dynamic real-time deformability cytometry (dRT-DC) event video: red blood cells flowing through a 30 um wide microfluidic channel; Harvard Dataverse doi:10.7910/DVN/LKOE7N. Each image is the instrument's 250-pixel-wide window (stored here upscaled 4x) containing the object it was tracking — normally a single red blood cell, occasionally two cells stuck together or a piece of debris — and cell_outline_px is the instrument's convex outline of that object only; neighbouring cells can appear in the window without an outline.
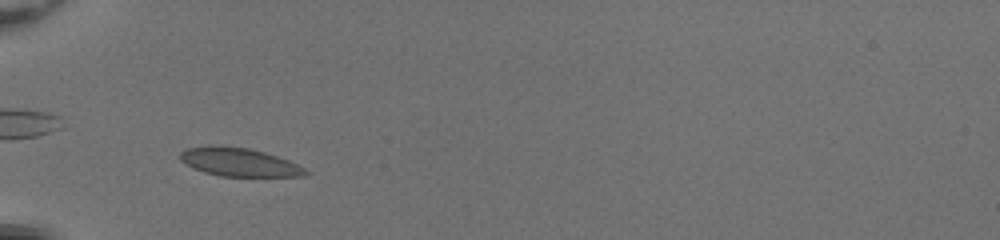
{"species": "common noctule bat (a hibernating species)", "species_latin": "Nyctalus noctula", "temperature_condition": "room temperature", "stored_images_in_passage": 39, "camera_frame_rate_fps": 3000, "um_per_image_px": 0.085, "animal": {"sex": "female", "body_mass_g": 20.0, "forearm_length_mm": 54.0}, "frame": {"image": 1, "passage_image": 6, "time_ms": 1.667, "image_size_px": [1000, 240], "cell_outline_px": [[312, 172], [304, 176], [220, 176], [204, 172], [192, 168], [180, 160], [180, 152], [188, 148], [208, 144], [212, 144], [248, 148], [264, 152], [288, 160]], "centroid_in_image_um": [20.29, 13.77], "position_along_channel_um": 64.7, "area_um2": 20.87}}
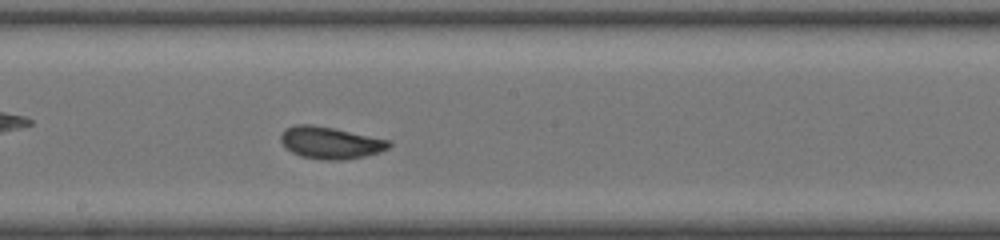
{"frame": {"image": 2, "passage_image": 18, "time_ms": 5.667, "image_size_px": [1000, 240], "cell_outline_px": [[392, 144], [388, 148], [380, 152], [364, 156], [344, 160], [324, 160], [300, 156], [292, 152], [280, 140], [280, 136], [284, 128], [296, 124], [312, 124], [392, 140]], "centroid_in_image_um": [28.09, 12.13], "position_along_channel_um": 220.1, "area_um2": 20.23}}
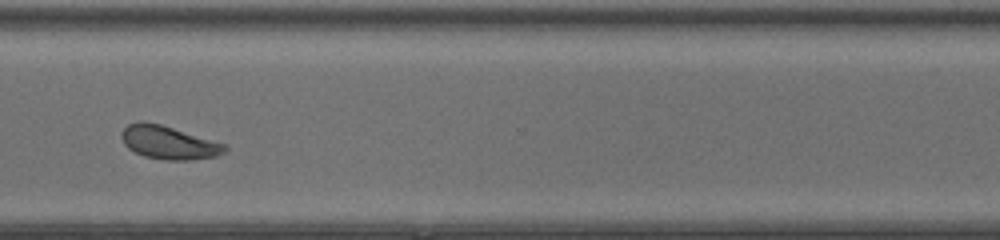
{"frame": {"image": 3, "passage_image": 28, "time_ms": 9.0, "image_size_px": [1000, 240], "cell_outline_px": [[228, 148], [220, 156], [192, 160], [164, 160], [144, 156], [128, 148], [124, 144], [120, 136], [120, 132], [128, 124], [140, 120], [144, 120], [160, 124], [224, 144]], "centroid_in_image_um": [14.3, 12.12], "position_along_channel_um": 356.3, "area_um2": 20.06}, "authors_computed_cell_mechanics": {"area_um2": 20.1144, "velocity_mm_per_s": 4.1053, "shape_relaxation_time_tau1_ms": 2.083, "shape_relaxation_time_tau2_ms": null, "deformation_change_tau1": 0.0925, "deformation_change_tau2": null}}